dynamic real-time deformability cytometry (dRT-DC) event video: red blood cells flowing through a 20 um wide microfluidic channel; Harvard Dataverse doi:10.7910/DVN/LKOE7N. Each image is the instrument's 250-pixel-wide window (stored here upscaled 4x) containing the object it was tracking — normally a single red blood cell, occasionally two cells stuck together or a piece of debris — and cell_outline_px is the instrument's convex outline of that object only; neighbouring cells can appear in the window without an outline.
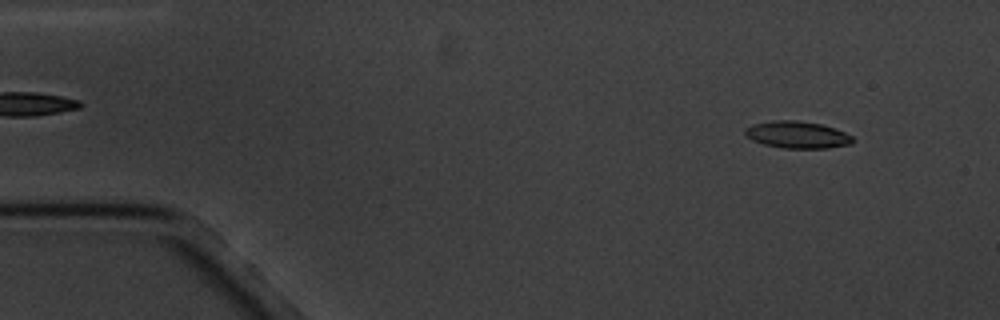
{"species": "common noctule bat (a hibernating species)", "species_latin": "Nyctalus noctula", "temperature_condition": "cold", "stored_images_in_passage": 4, "camera_frame_rate_fps": 3000, "um_per_image_px": 0.085, "animal": {"sex": "male", "body_mass_g": 20.1, "forearm_length_mm": 53.5}, "frame": {"image": 1, "passage_image": 1, "time_ms": 0.0, "image_size_px": [1000, 320], "cell_outline_px": [[856, 140], [852, 144], [828, 148], [784, 148], [764, 144], [752, 140], [744, 132], [744, 128], [756, 124], [772, 120], [796, 120], [820, 124], [836, 128], [852, 136]], "centroid_in_image_um": [67.81, 11.45], "position_along_channel_um": 17.2, "area_um2": 16.94}}
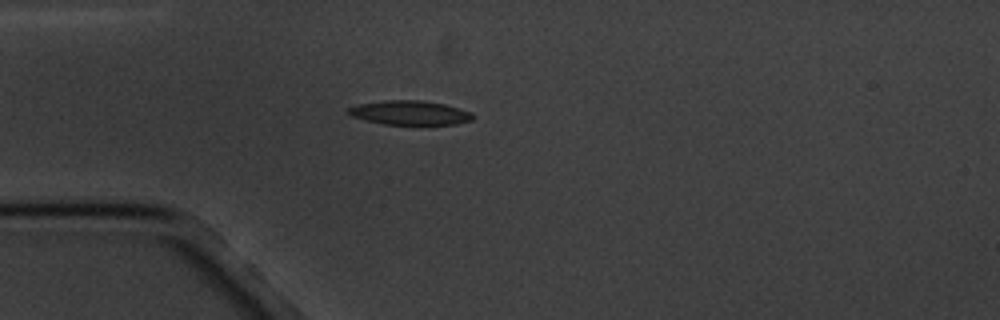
{"frame": {"image": 2, "passage_image": 4, "time_ms": 3.333, "image_size_px": [1000, 320], "cell_outline_px": [[472, 120], [456, 124], [384, 124], [364, 120], [352, 116], [348, 112], [348, 108], [360, 104], [384, 100], [420, 100], [444, 104], [460, 108], [472, 112]], "centroid_in_image_um": [34.85, 9.58], "position_along_channel_um": 50.2, "area_um2": 17.4}}